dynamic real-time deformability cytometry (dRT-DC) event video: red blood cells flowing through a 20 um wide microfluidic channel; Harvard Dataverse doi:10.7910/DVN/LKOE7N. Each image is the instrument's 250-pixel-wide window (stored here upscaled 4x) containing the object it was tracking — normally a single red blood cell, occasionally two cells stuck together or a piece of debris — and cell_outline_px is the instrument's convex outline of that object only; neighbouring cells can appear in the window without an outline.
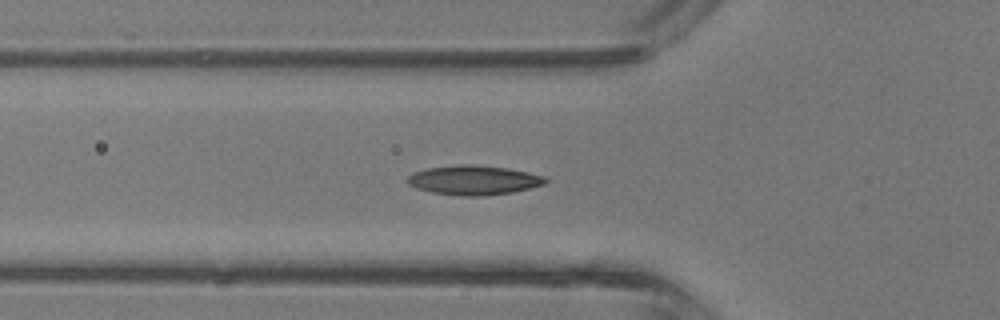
{"species": "common noctule bat (a hibernating species)", "species_latin": "Nyctalus noctula", "temperature_condition": "room temperature", "stored_images_in_passage": 43, "camera_frame_rate_fps": 3000, "um_per_image_px": 0.085, "animal": {"sex": "male", "body_mass_g": 13.3}, "frame": {"image": 1, "passage_image": 14, "time_ms": 4.333, "image_size_px": [1000, 320], "cell_outline_px": [[548, 180], [544, 184], [512, 192], [484, 196], [460, 196], [432, 192], [416, 188], [408, 184], [404, 180], [412, 172], [428, 168], [460, 164], [472, 164], [508, 168], [544, 176]], "centroid_in_image_um": [40.21, 15.31], "position_along_channel_um": 85.6, "area_um2": 23.7}}
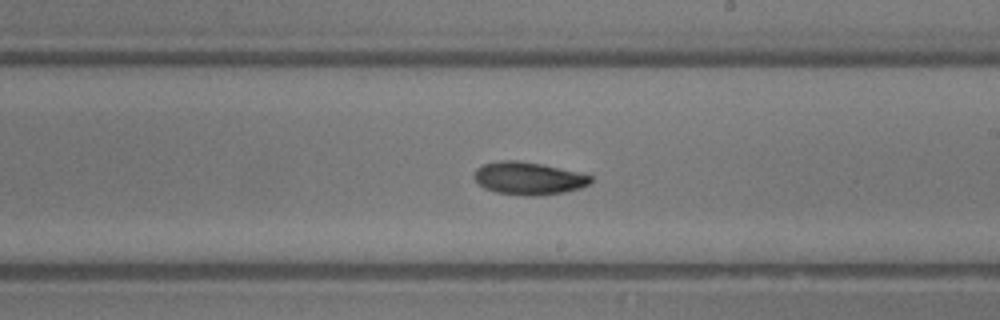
{"frame": {"image": 2, "passage_image": 24, "time_ms": 7.667, "image_size_px": [1000, 320], "cell_outline_px": [[592, 180], [588, 184], [580, 188], [564, 192], [540, 196], [524, 196], [496, 192], [484, 188], [472, 176], [476, 168], [484, 164], [500, 160], [516, 160], [544, 164], [580, 172], [592, 176]], "centroid_in_image_um": [44.92, 15.15], "position_along_channel_um": 244.1, "area_um2": 22.43}}
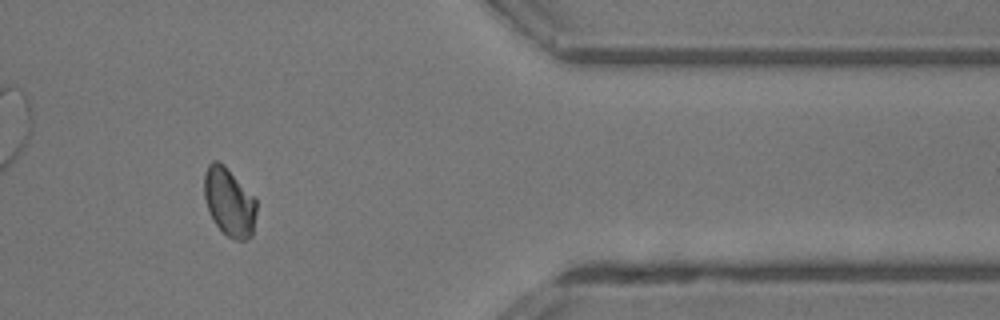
{"frame": {"image": 3, "passage_image": 35, "time_ms": 11.333, "image_size_px": [1000, 320], "cell_outline_px": [[256, 212], [252, 236], [244, 240], [236, 240], [228, 236], [216, 224], [208, 212], [204, 196], [204, 172], [208, 164], [212, 160], [216, 160], [224, 164], [256, 200]], "centroid_in_image_um": [19.46, 17.16], "position_along_channel_um": 391.9, "area_um2": 20.69}, "authors_computed_cell_mechanics": {"area_um2": 21.097, "velocity_mm_per_s": 4.7324, "shape_relaxation_time_tau1_ms": 8.6457, "shape_relaxation_time_tau2_ms": 6.9393, "deformation_change_tau1": 0.1964, "deformation_change_tau2": 0.1268}}